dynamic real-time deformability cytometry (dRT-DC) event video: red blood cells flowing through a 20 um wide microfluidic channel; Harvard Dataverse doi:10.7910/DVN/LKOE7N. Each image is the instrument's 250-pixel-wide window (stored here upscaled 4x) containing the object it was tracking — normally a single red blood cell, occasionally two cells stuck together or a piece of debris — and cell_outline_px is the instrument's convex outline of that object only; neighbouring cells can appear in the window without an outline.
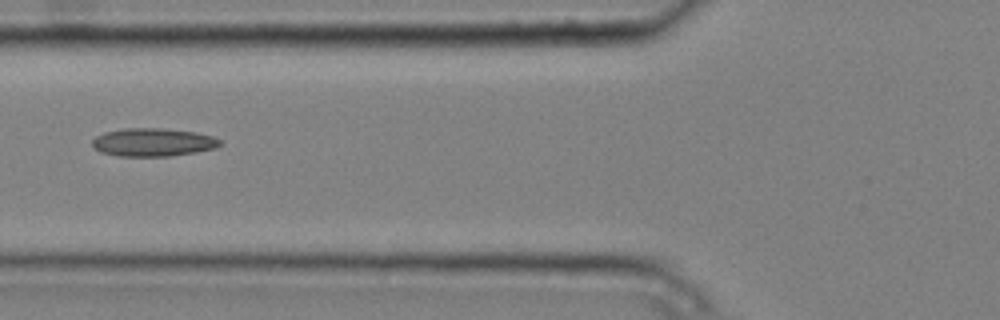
{"species": "common noctule bat (a hibernating species)", "species_latin": "Nyctalus noctula", "temperature_condition": "cold", "stored_images_in_passage": 6, "camera_frame_rate_fps": 3000, "um_per_image_px": 0.085, "animal": {"sex": "male", "body_mass_g": 20.4}, "frame": {"image": 1, "passage_image": 6, "time_ms": 1.667, "image_size_px": [1000, 320], "cell_outline_px": [[224, 144], [216, 148], [196, 152], [168, 156], [116, 156], [100, 152], [92, 144], [92, 140], [96, 136], [104, 132], [124, 128], [164, 128], [196, 132], [212, 136], [220, 140]], "centroid_in_image_um": [13.02, 12.09], "position_along_channel_um": 112.8, "area_um2": 21.1}}